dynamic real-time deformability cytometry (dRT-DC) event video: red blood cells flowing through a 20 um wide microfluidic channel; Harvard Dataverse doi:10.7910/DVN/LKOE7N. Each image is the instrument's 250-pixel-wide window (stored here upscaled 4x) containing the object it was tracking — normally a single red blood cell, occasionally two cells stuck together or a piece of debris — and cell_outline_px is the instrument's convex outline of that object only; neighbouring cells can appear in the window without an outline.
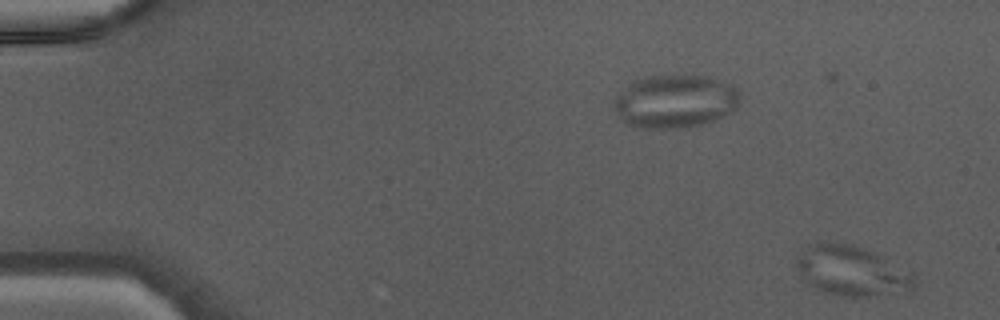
{"species": "Egyptian fruit bat (a non-hibernating species)", "species_latin": "Rousettus aegyptiacus", "temperature_condition": "warm", "stored_images_in_passage": 7, "camera_frame_rate_fps": 3000, "um_per_image_px": 0.085, "animal": {"sex": "male"}, "frame": {"image": 1, "passage_image": 1, "time_ms": 0.0, "image_size_px": [1000, 320], "cell_outline_px": [[916, 288], [912, 292], [868, 296], [840, 296], [824, 292], [816, 288], [804, 280], [796, 268], [796, 260], [812, 244], [820, 240], [852, 244], [880, 256], [912, 272], [916, 276]], "centroid_in_image_um": [72.45, 23.05], "position_along_channel_um": 12.6, "area_um2": 34.33}}